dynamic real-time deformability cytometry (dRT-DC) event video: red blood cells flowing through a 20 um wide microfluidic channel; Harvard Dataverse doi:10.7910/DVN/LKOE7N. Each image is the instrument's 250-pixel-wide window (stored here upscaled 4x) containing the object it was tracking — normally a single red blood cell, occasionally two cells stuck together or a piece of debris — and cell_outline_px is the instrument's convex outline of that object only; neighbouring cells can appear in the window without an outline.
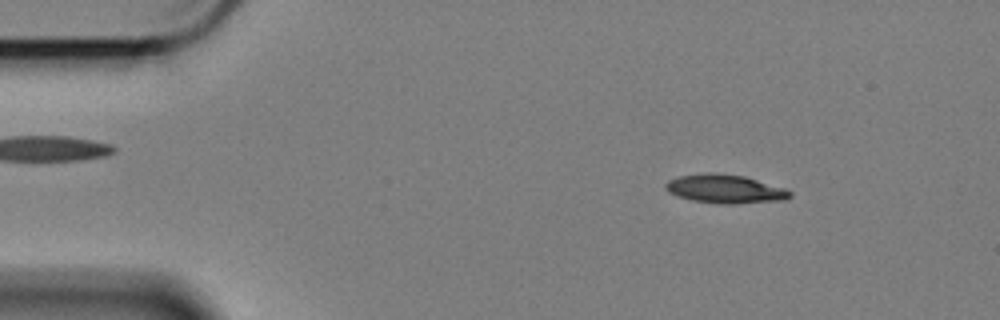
{"species": "Egyptian fruit bat (a non-hibernating species)", "species_latin": "Rousettus aegyptiacus", "temperature_condition": "cold", "stored_images_in_passage": 52, "camera_frame_rate_fps": 3000, "um_per_image_px": 0.085, "animal": {"sex": "female"}, "frame": {"image": 1, "passage_image": 7, "time_ms": 2.0, "image_size_px": [1000, 320], "cell_outline_px": [[792, 196], [784, 200], [736, 204], [720, 204], [692, 200], [668, 192], [664, 188], [664, 184], [668, 180], [680, 176], [708, 172], [712, 172], [744, 176], [784, 188], [792, 192]], "centroid_in_image_um": [61.63, 16.06], "position_along_channel_um": 23.4, "area_um2": 20.75}}
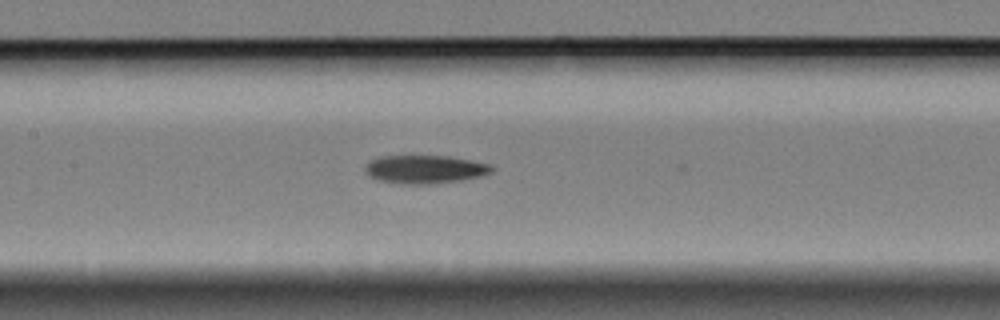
{"frame": {"image": 2, "passage_image": 26, "time_ms": 8.333, "image_size_px": [1000, 320], "cell_outline_px": [[492, 172], [480, 176], [460, 180], [428, 184], [400, 184], [380, 180], [368, 176], [364, 172], [364, 168], [372, 160], [380, 156], [448, 156], [488, 164], [492, 168]], "centroid_in_image_um": [36.06, 14.39], "position_along_channel_um": 171.3, "area_um2": 20.58}}
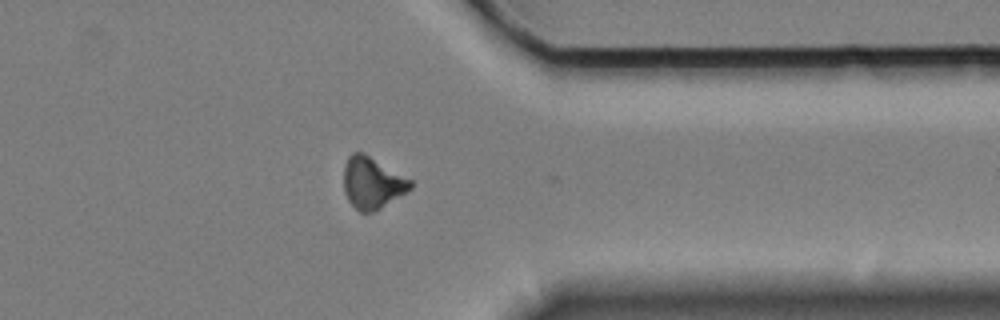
{"frame": {"image": 3, "passage_image": 45, "time_ms": 14.667, "image_size_px": [1000, 320], "cell_outline_px": [[412, 188], [408, 192], [380, 208], [372, 212], [360, 212], [348, 200], [344, 192], [344, 164], [348, 156], [352, 152], [364, 152], [412, 180]], "centroid_in_image_um": [31.64, 15.52], "position_along_channel_um": 379.8, "area_um2": 20.17}, "authors_computed_cell_mechanics": {"area_um2": 20.2011, "velocity_mm_per_s": 3.4123, "shape_relaxation_time_tau1_ms": 5.5504, "shape_relaxation_time_tau2_ms": null, "deformation_change_tau1": 0.1507, "deformation_change_tau2": null}}